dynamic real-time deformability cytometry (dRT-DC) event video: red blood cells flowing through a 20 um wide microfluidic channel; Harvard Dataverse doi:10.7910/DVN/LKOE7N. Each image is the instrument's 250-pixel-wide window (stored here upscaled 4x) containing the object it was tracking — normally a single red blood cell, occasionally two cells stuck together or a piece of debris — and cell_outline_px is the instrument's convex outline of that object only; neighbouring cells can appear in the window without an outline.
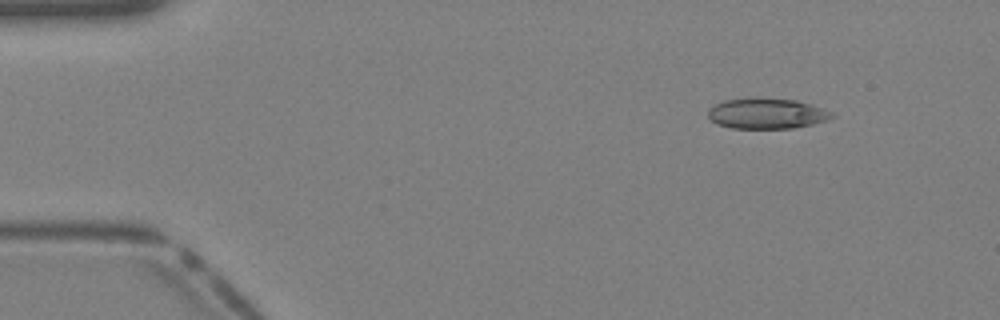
{"species": "Egyptian fruit bat (a non-hibernating species)", "species_latin": "Rousettus aegyptiacus", "temperature_condition": "warm", "stored_images_in_passage": 36, "camera_frame_rate_fps": 3000, "um_per_image_px": 0.085, "animal": {"sex": "female"}, "frame": {"image": 1, "passage_image": 1, "time_ms": 0.0, "image_size_px": [1000, 320], "cell_outline_px": [[836, 116], [828, 120], [812, 124], [792, 128], [732, 128], [716, 124], [708, 116], [708, 112], [716, 104], [724, 100], [756, 96], [796, 100], [832, 112]], "centroid_in_image_um": [65.17, 9.63], "position_along_channel_um": 19.8, "area_um2": 22.14}}
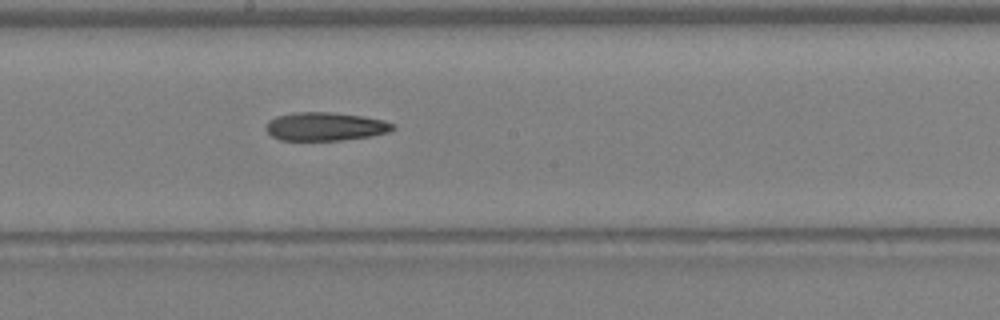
{"frame": {"image": 2, "passage_image": 18, "time_ms": 5.667, "image_size_px": [1000, 320], "cell_outline_px": [[396, 128], [388, 132], [368, 136], [340, 140], [280, 140], [272, 136], [264, 128], [268, 120], [276, 116], [296, 112], [328, 112], [360, 116], [384, 120], [396, 124]], "centroid_in_image_um": [27.62, 10.75], "position_along_channel_um": 220.6, "area_um2": 20.92}}
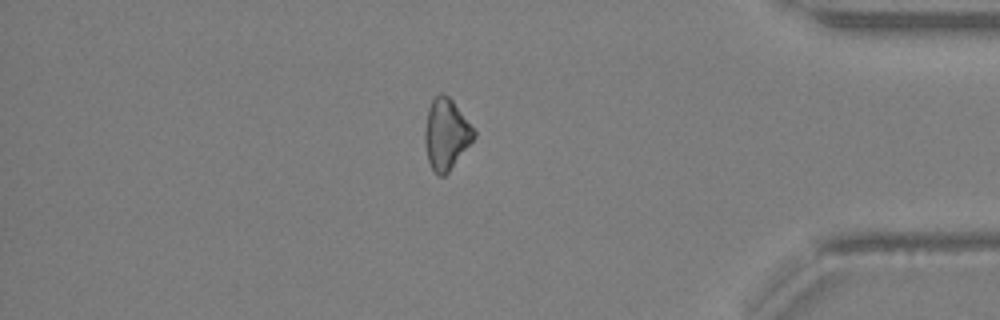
{"frame": {"image": 3, "passage_image": 30, "time_ms": 9.667, "image_size_px": [1000, 320], "cell_outline_px": [[476, 136], [448, 172], [444, 176], [436, 176], [428, 160], [424, 140], [424, 128], [428, 108], [436, 92], [444, 92], [452, 100], [476, 132]], "centroid_in_image_um": [37.89, 11.38], "position_along_channel_um": 397.3, "area_um2": 20.23}}